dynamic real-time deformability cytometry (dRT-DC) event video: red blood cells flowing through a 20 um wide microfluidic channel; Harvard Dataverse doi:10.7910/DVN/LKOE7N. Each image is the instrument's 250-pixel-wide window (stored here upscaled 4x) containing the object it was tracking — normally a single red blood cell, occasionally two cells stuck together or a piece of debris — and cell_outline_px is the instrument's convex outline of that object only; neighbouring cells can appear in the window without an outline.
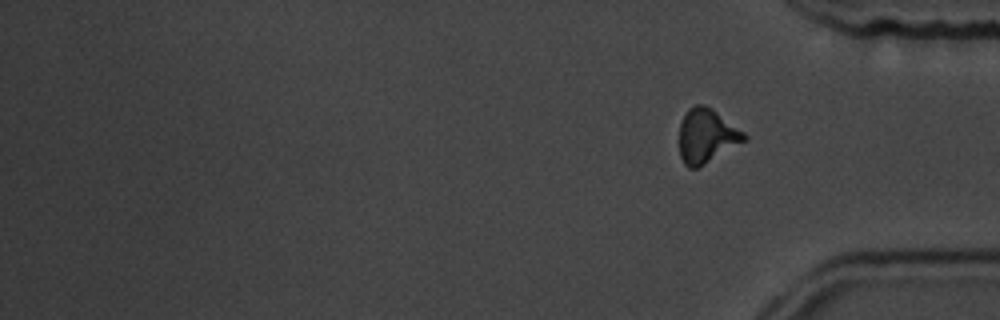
{"species": "common noctule bat (a hibernating species)", "species_latin": "Nyctalus noctula", "temperature_condition": "room temperature", "stored_images_in_passage": 16, "segment_of_instrument_passage": [2, 2], "camera_frame_rate_fps": 3000, "um_per_image_px": 0.085, "animal": {"sex": "male", "body_mass_g": 19.5, "forearm_length_mm": 54.6}, "frame": {"image": 1, "passage_image": 16, "time_ms": 19.0, "image_size_px": [1000, 320], "cell_outline_px": [[748, 140], [704, 164], [696, 168], [688, 168], [684, 164], [680, 156], [680, 124], [688, 108], [696, 104], [704, 104], [712, 108], [744, 132], [748, 136]], "centroid_in_image_um": [60.07, 11.54], "position_along_channel_um": 375.1, "area_um2": 20.46}}